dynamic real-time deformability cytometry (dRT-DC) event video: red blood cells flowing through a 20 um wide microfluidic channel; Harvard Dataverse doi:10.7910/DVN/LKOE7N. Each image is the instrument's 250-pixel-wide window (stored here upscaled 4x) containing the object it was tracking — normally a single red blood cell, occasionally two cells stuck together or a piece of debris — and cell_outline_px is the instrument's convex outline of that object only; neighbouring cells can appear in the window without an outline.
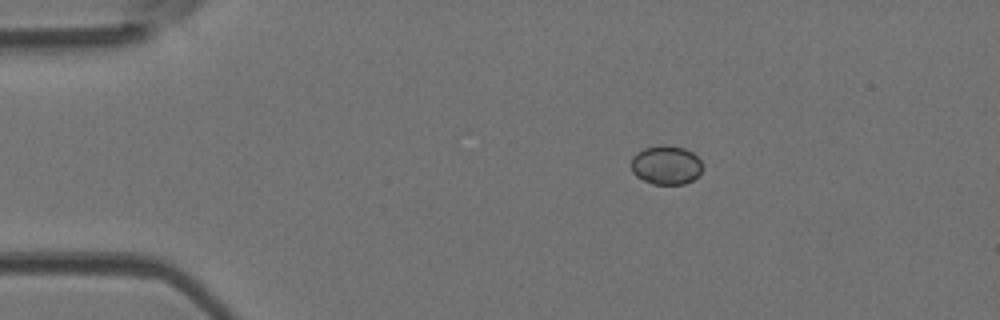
{"species": "Egyptian fruit bat (a non-hibernating species)", "species_latin": "Rousettus aegyptiacus", "temperature_condition": "room temperature", "stored_images_in_passage": 41, "camera_frame_rate_fps": 3000, "um_per_image_px": 0.085, "animal": {"sex": "female"}, "frame": {"image": 1, "passage_image": 1, "time_ms": 0.0, "image_size_px": [1000, 320], "cell_outline_px": [[700, 172], [692, 180], [684, 184], [652, 184], [636, 176], [632, 172], [632, 156], [636, 152], [644, 148], [660, 144], [668, 144], [684, 148], [692, 152], [700, 160]], "centroid_in_image_um": [56.58, 14.01], "position_along_channel_um": 28.4, "area_um2": 16.18}}
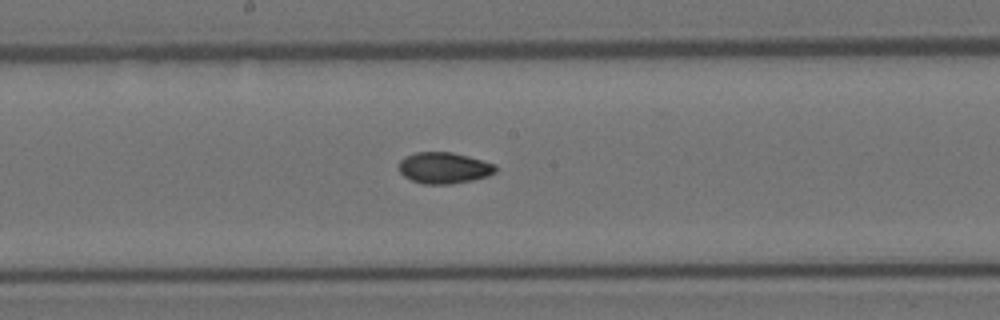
{"frame": {"image": 2, "passage_image": 18, "time_ms": 5.667, "image_size_px": [1000, 320], "cell_outline_px": [[496, 172], [488, 176], [472, 180], [452, 184], [424, 184], [412, 180], [404, 176], [400, 172], [400, 160], [404, 156], [416, 152], [452, 152], [468, 156], [496, 164]], "centroid_in_image_um": [37.75, 14.27], "position_along_channel_um": 210.4, "area_um2": 17.63}}
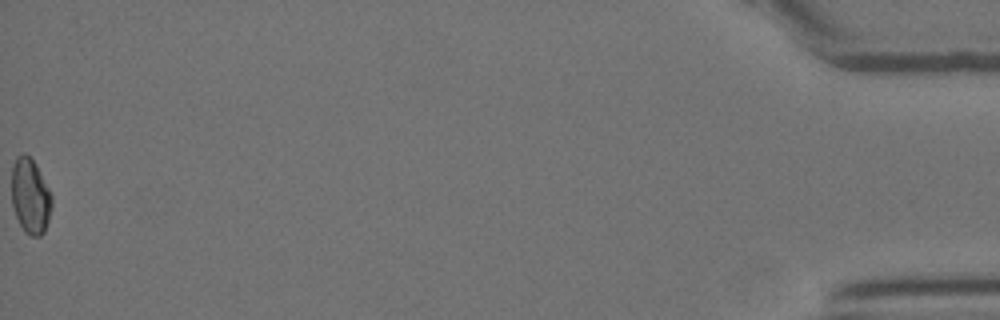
{"frame": {"image": 3, "passage_image": 41, "time_ms": 13.333, "image_size_px": [1000, 320], "cell_outline_px": [[52, 204], [48, 220], [44, 232], [40, 236], [32, 236], [24, 232], [16, 216], [12, 204], [12, 168], [16, 156], [24, 152], [36, 164], [52, 196]], "centroid_in_image_um": [2.57, 16.67], "position_along_channel_um": 432.6, "area_um2": 17.51}, "authors_computed_cell_mechanics": {"area_um2": 17.2822, "velocity_mm_per_s": 4.2299, "shape_relaxation_time_tau1_ms": 10.3478, "shape_relaxation_time_tau2_ms": 1.7627, "deformation_change_tau1": 0.1101, "deformation_change_tau2": 0.0257}}